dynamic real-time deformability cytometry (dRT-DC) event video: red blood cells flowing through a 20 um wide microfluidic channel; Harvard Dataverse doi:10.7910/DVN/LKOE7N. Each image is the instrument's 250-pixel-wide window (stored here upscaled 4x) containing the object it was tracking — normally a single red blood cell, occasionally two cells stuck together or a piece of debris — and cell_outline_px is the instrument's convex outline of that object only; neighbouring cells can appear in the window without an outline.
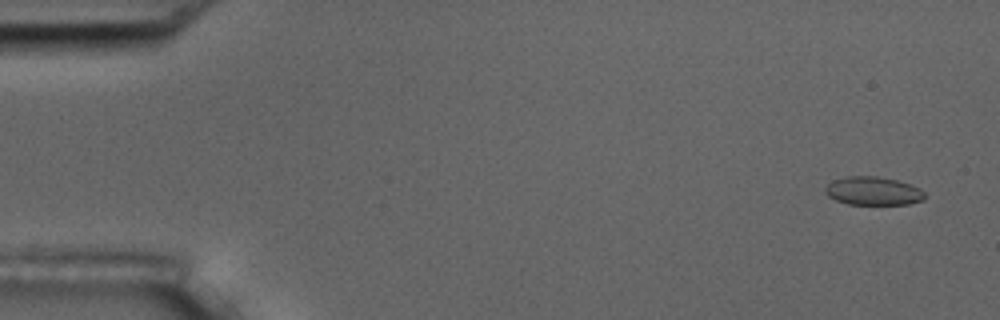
{"species": "common noctule bat (a hibernating species)", "species_latin": "Nyctalus noctula", "temperature_condition": "room temperature", "stored_images_in_passage": 5, "camera_frame_rate_fps": 3000, "um_per_image_px": 0.085, "animal": {"sex": "male", "body_mass_g": 17.5, "forearm_length_mm": 52.3}, "frame": {"image": 1, "passage_image": 1, "time_ms": 0.0, "image_size_px": [1000, 320], "cell_outline_px": [[924, 200], [908, 204], [848, 204], [836, 200], [828, 196], [824, 192], [824, 188], [832, 180], [848, 176], [876, 176], [896, 180], [912, 184], [920, 188], [924, 192]], "centroid_in_image_um": [74.21, 16.23], "position_along_channel_um": 10.8, "area_um2": 16.53}}
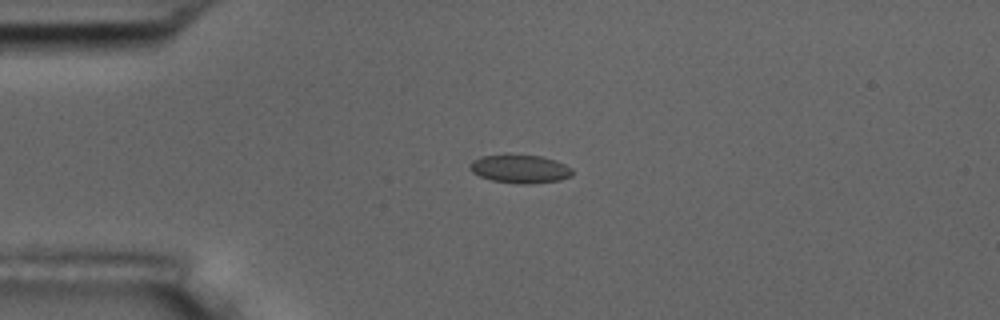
{"frame": {"image": 2, "passage_image": 4, "time_ms": 1.0, "image_size_px": [1000, 320], "cell_outline_px": [[572, 176], [560, 180], [532, 184], [520, 184], [492, 180], [480, 176], [472, 172], [468, 168], [468, 164], [472, 160], [480, 156], [504, 152], [508, 152], [540, 156], [556, 160], [572, 168]], "centroid_in_image_um": [44.15, 14.31], "position_along_channel_um": 40.9, "area_um2": 17.69}}